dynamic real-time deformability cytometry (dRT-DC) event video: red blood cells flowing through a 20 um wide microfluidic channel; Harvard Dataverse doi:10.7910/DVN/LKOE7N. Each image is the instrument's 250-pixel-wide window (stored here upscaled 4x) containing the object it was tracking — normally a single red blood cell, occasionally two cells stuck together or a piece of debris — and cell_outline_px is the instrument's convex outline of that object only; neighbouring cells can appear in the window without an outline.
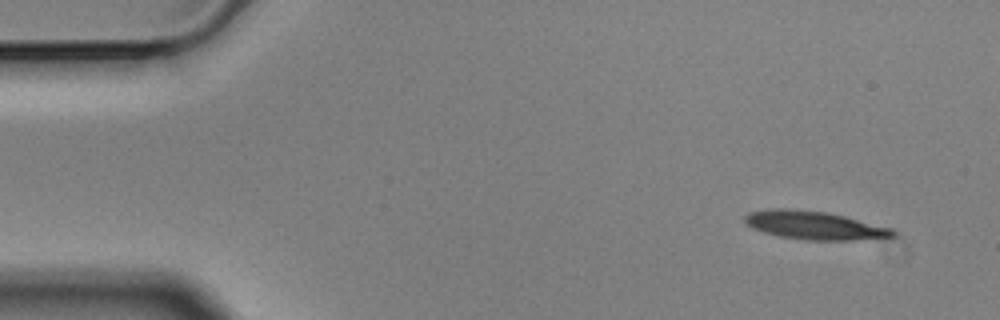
{"species": "Egyptian fruit bat (a non-hibernating species)", "species_latin": "Rousettus aegyptiacus", "temperature_condition": "cold", "stored_images_in_passage": 4, "camera_frame_rate_fps": 3000, "um_per_image_px": 0.085, "animal": {"sex": "male"}, "frame": {"image": 1, "passage_image": 1, "time_ms": 0.0, "image_size_px": [1000, 320], "cell_outline_px": [[896, 236], [852, 240], [804, 240], [780, 236], [764, 232], [752, 228], [744, 220], [744, 216], [748, 212], [772, 208], [780, 208], [824, 212], [844, 216], [892, 228], [896, 232]], "centroid_in_image_um": [69.2, 19.15], "position_along_channel_um": 15.8, "area_um2": 24.16}}
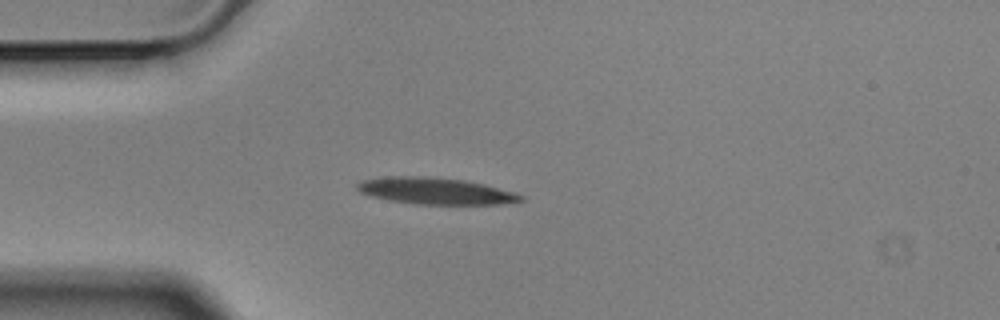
{"frame": {"image": 2, "passage_image": 4, "time_ms": 1.0, "image_size_px": [1000, 320], "cell_outline_px": [[524, 200], [504, 204], [416, 204], [388, 200], [372, 196], [360, 192], [356, 188], [356, 184], [360, 180], [384, 176], [424, 176], [464, 180], [484, 184], [512, 192], [524, 196]], "centroid_in_image_um": [36.97, 16.23], "position_along_channel_um": 48.0, "area_um2": 25.37}}